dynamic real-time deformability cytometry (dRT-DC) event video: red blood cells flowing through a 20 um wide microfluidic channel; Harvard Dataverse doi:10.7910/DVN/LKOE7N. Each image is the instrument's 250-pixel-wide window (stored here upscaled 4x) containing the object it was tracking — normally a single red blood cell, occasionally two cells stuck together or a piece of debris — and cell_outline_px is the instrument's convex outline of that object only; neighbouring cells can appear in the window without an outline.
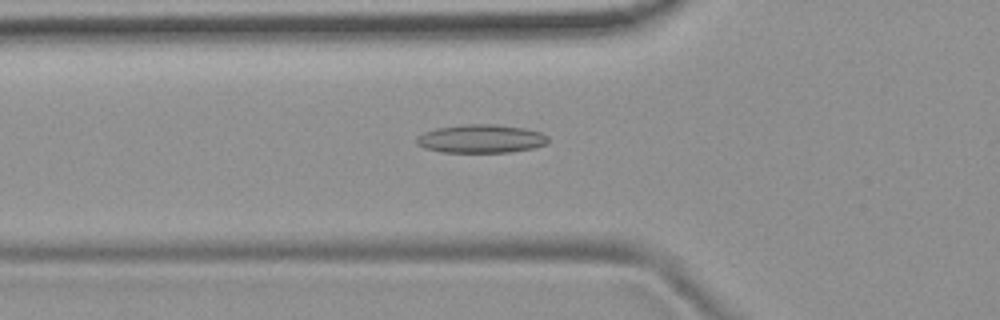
{"species": "common noctule bat (a hibernating species)", "species_latin": "Nyctalus noctula", "temperature_condition": "room temperature", "stored_images_in_passage": 37, "camera_frame_rate_fps": 3000, "um_per_image_px": 0.085, "animal": {"sex": "female", "body_mass_g": 19.9}, "frame": {"image": 1, "passage_image": 19, "time_ms": 6.0, "image_size_px": [1000, 320], "cell_outline_px": [[548, 144], [532, 148], [512, 152], [440, 152], [424, 148], [416, 144], [416, 140], [424, 132], [436, 128], [464, 124], [496, 124], [524, 128], [540, 132], [548, 136]], "centroid_in_image_um": [40.9, 11.79], "position_along_channel_um": 84.9, "area_um2": 21.85}}
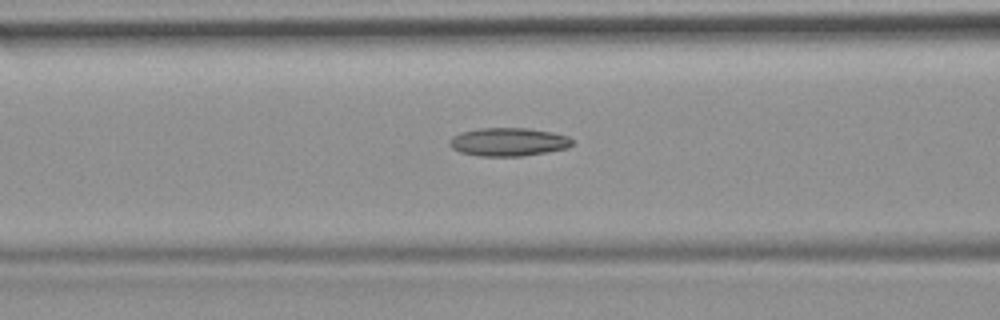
{"frame": {"image": 2, "passage_image": 22, "time_ms": 7.0, "image_size_px": [1000, 320], "cell_outline_px": [[572, 144], [568, 148], [548, 152], [524, 156], [480, 156], [460, 152], [452, 148], [448, 144], [448, 140], [452, 136], [460, 132], [480, 128], [528, 128], [552, 132], [568, 136], [572, 140]], "centroid_in_image_um": [43.19, 12.06], "position_along_channel_um": 123.4, "area_um2": 20.4}}
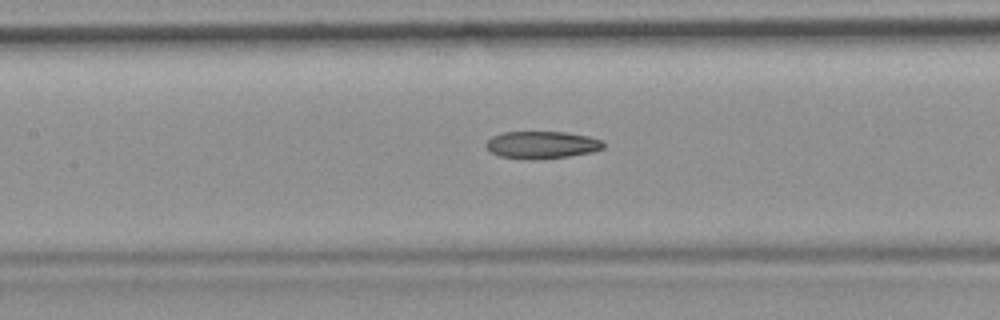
{"frame": {"image": 3, "passage_image": 25, "time_ms": 8.0, "image_size_px": [1000, 320], "cell_outline_px": [[604, 148], [592, 152], [568, 156], [532, 160], [528, 160], [500, 156], [492, 152], [484, 144], [492, 136], [504, 132], [568, 132], [588, 136], [604, 140]], "centroid_in_image_um": [46.08, 12.31], "position_along_channel_um": 161.3, "area_um2": 18.79}}